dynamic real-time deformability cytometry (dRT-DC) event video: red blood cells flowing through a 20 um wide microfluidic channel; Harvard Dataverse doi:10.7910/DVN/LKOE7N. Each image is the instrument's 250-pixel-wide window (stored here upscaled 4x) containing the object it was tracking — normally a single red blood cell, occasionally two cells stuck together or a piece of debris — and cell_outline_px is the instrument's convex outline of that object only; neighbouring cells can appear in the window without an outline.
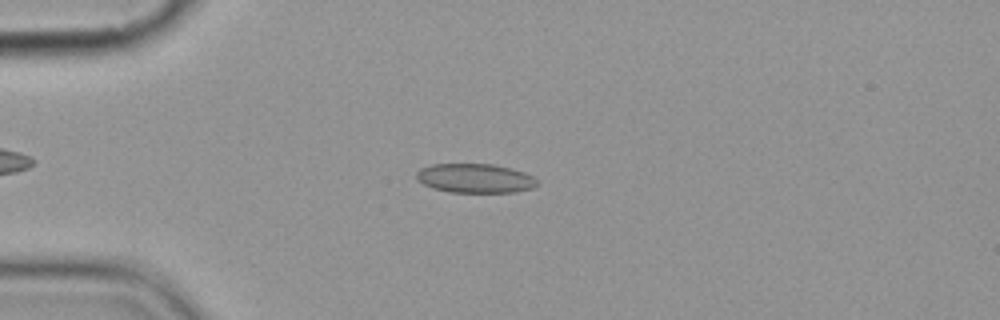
{"species": "common noctule bat (a hibernating species)", "species_latin": "Nyctalus noctula", "temperature_condition": "cold", "stored_images_in_passage": 11, "camera_frame_rate_fps": 3000, "um_per_image_px": 0.085, "animal": {"sex": "female", "body_mass_g": 19.9}, "frame": {"image": 1, "passage_image": 5, "time_ms": 5.667, "image_size_px": [1000, 320], "cell_outline_px": [[536, 184], [532, 188], [516, 192], [448, 192], [432, 188], [416, 180], [416, 172], [420, 168], [432, 164], [492, 164], [512, 168], [524, 172], [532, 176], [536, 180]], "centroid_in_image_um": [40.34, 15.15], "position_along_channel_um": 44.7, "area_um2": 20.58}}
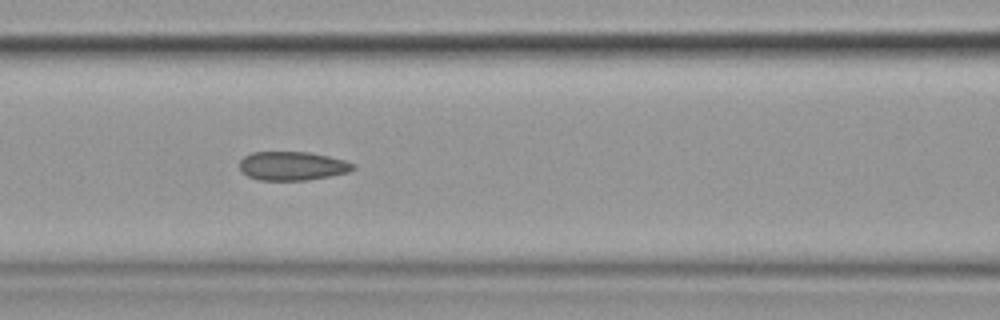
{"frame": {"image": 2, "passage_image": 8, "time_ms": 9.0, "image_size_px": [1000, 320], "cell_outline_px": [[356, 168], [348, 172], [308, 180], [260, 180], [248, 176], [240, 172], [240, 160], [244, 156], [252, 152], [308, 152], [328, 156], [344, 160], [356, 164]], "centroid_in_image_um": [24.84, 14.1], "position_along_channel_um": 141.8, "area_um2": 19.07}}
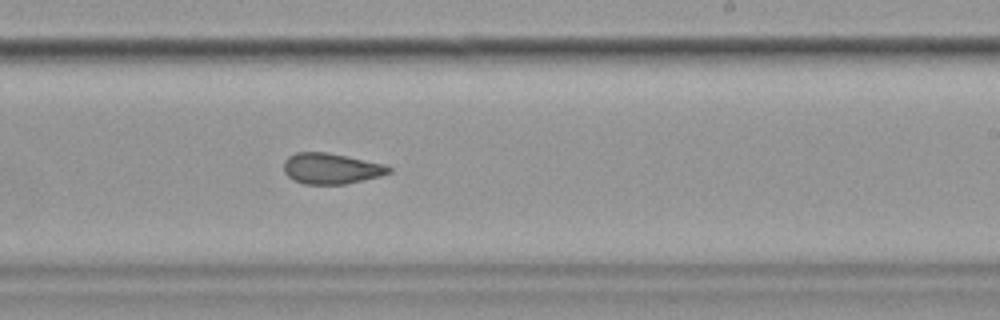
{"frame": {"image": 3, "passage_image": 11, "time_ms": 12.333, "image_size_px": [1000, 320], "cell_outline_px": [[392, 172], [380, 176], [344, 184], [304, 184], [292, 180], [284, 172], [284, 160], [288, 156], [296, 152], [328, 152], [384, 164], [392, 168]], "centroid_in_image_um": [28.12, 14.32], "position_along_channel_um": 260.9, "area_um2": 18.9}}